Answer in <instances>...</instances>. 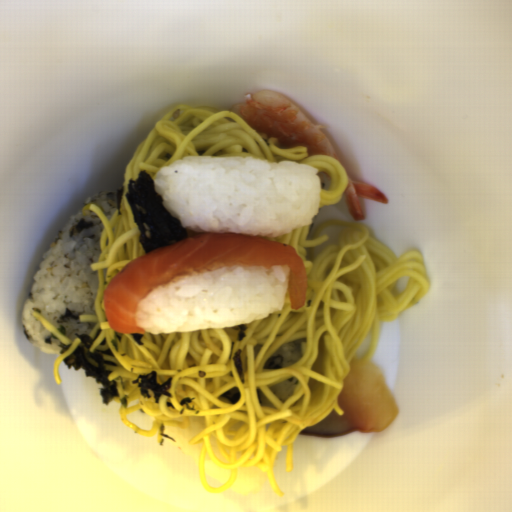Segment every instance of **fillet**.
I'll use <instances>...</instances> for the list:
<instances>
[{"mask_svg": "<svg viewBox=\"0 0 512 512\" xmlns=\"http://www.w3.org/2000/svg\"><path fill=\"white\" fill-rule=\"evenodd\" d=\"M288 265L291 309L306 303L308 273L297 248L267 237L207 233L166 244L130 260L104 288L107 326L124 334H144L137 313L141 301L176 279L228 268Z\"/></svg>", "mask_w": 512, "mask_h": 512, "instance_id": "obj_1", "label": "fillet"}, {"mask_svg": "<svg viewBox=\"0 0 512 512\" xmlns=\"http://www.w3.org/2000/svg\"><path fill=\"white\" fill-rule=\"evenodd\" d=\"M343 414L334 409L319 423L299 435L335 438L352 432L376 434L392 426L398 416L397 402L379 363L369 357L351 362L344 387L337 397Z\"/></svg>", "mask_w": 512, "mask_h": 512, "instance_id": "obj_2", "label": "fillet"}]
</instances>
